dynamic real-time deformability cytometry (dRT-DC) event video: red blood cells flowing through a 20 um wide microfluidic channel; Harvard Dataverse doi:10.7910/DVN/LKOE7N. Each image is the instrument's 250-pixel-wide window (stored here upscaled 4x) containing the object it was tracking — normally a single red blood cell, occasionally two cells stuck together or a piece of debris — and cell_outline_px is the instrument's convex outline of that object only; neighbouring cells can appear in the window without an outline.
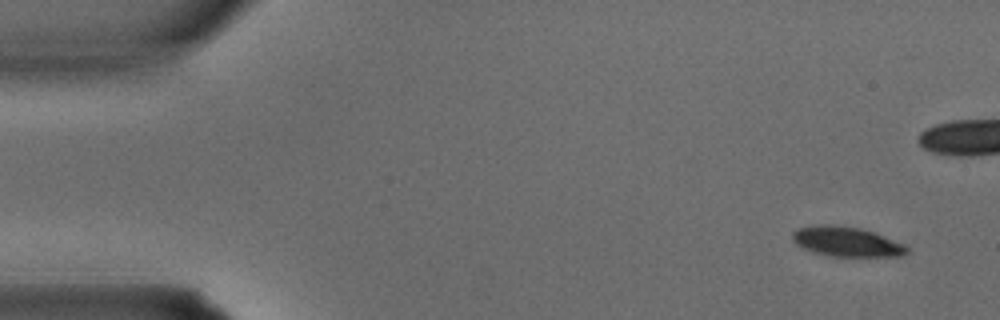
{"species": "common noctule bat (a hibernating species)", "species_latin": "Nyctalus noctula", "temperature_condition": "warm", "stored_images_in_passage": 4, "camera_frame_rate_fps": 3000, "um_per_image_px": 0.085, "animal": {"sex": "male", "body_mass_g": 15.6}, "frame": {"image": 1, "passage_image": 1, "time_ms": 0.0, "image_size_px": [1000, 320], "cell_outline_px": [[908, 252], [904, 256], [828, 256], [812, 252], [796, 244], [792, 240], [792, 232], [800, 228], [816, 224], [832, 224], [860, 228], [884, 236], [904, 244], [908, 248]], "centroid_in_image_um": [71.94, 20.54], "position_along_channel_um": 13.1, "area_um2": 19.88}}